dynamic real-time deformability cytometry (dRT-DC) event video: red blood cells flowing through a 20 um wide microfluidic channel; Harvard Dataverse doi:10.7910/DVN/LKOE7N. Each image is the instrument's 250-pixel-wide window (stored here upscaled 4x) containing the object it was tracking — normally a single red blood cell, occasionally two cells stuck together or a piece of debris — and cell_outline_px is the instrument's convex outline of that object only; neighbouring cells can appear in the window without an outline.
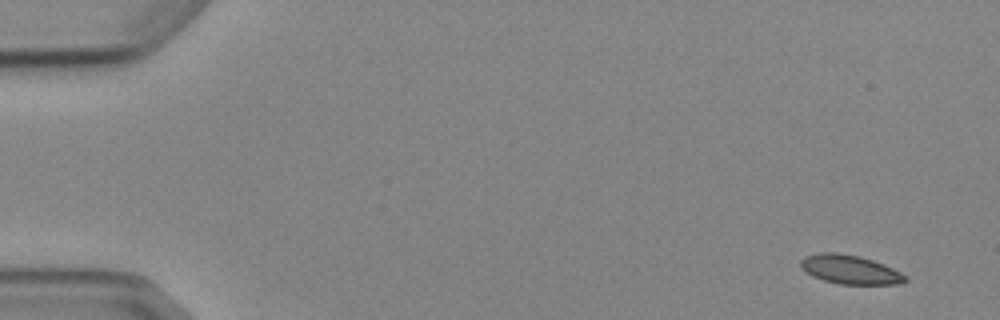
{"species": "Egyptian fruit bat (a non-hibernating species)", "species_latin": "Rousettus aegyptiacus", "temperature_condition": "cold", "stored_images_in_passage": 7, "camera_frame_rate_fps": 3000, "um_per_image_px": 0.085, "animal": {"sex": "female"}, "frame": {"image": 1, "passage_image": 1, "time_ms": 0.0, "image_size_px": [1000, 320], "cell_outline_px": [[908, 280], [900, 284], [840, 284], [824, 280], [812, 276], [800, 264], [800, 260], [804, 256], [820, 252], [836, 252], [860, 256], [884, 264], [908, 276]], "centroid_in_image_um": [72.28, 22.9], "position_along_channel_um": 12.7, "area_um2": 17.63}}
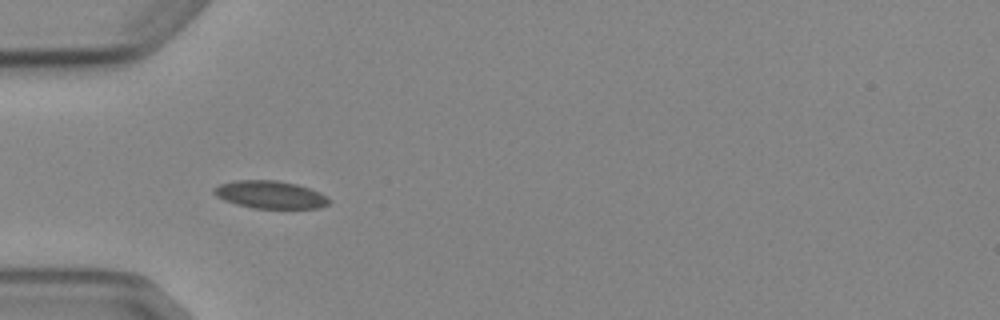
{"frame": {"image": 2, "passage_image": 5, "time_ms": 4.667, "image_size_px": [1000, 320], "cell_outline_px": [[332, 200], [328, 204], [320, 208], [252, 208], [236, 204], [224, 200], [216, 196], [212, 192], [212, 188], [220, 184], [236, 180], [276, 180], [296, 184], [320, 192]], "centroid_in_image_um": [22.95, 16.54], "position_along_channel_um": 62.0, "area_um2": 18.61}}
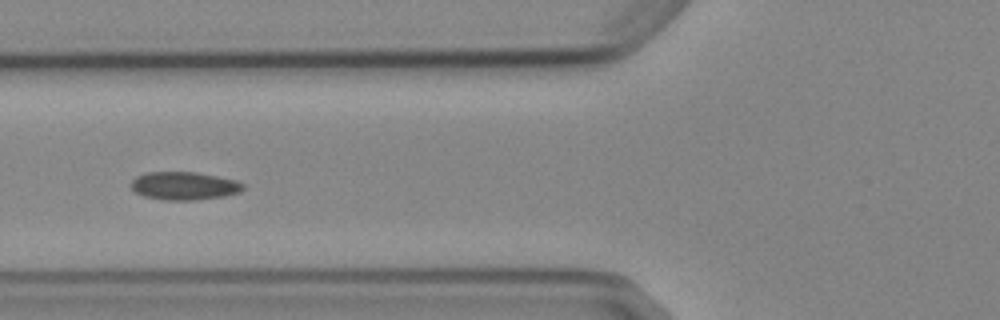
{"frame": {"image": 3, "passage_image": 6, "time_ms": 6.0, "image_size_px": [1000, 320], "cell_outline_px": [[244, 188], [240, 192], [224, 196], [196, 200], [164, 200], [144, 196], [136, 192], [132, 188], [132, 180], [136, 176], [144, 172], [196, 172], [236, 180], [244, 184]], "centroid_in_image_um": [15.66, 15.79], "position_along_channel_um": 110.1, "area_um2": 18.32}}